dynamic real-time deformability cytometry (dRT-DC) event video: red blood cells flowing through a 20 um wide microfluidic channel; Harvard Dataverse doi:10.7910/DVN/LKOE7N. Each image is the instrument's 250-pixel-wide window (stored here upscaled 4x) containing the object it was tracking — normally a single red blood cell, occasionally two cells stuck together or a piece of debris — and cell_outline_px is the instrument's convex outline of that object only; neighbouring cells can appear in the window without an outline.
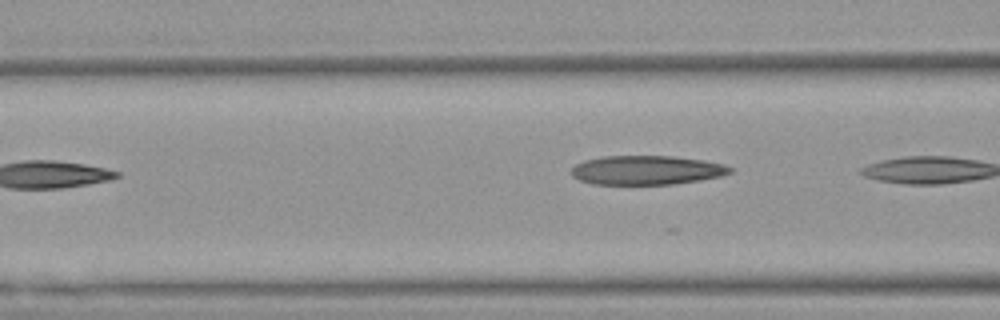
{"species": "Egyptian fruit bat (a non-hibernating species)", "species_latin": "Rousettus aegyptiacus", "temperature_condition": "warm", "stored_images_in_passage": 5, "segment_of_instrument_passage": [2, 2], "camera_frame_rate_fps": 3000, "um_per_image_px": 0.085, "animal": {"sex": "female"}, "frame": {"image": 1, "passage_image": 5, "time_ms": 1.333, "image_size_px": [1000, 320], "cell_outline_px": [[732, 172], [720, 176], [700, 180], [672, 184], [592, 184], [580, 180], [572, 176], [572, 168], [576, 164], [584, 160], [600, 156], [672, 156], [704, 160], [724, 164], [732, 168]], "centroid_in_image_um": [54.95, 14.45], "position_along_channel_um": 111.6, "area_um2": 26.93}}